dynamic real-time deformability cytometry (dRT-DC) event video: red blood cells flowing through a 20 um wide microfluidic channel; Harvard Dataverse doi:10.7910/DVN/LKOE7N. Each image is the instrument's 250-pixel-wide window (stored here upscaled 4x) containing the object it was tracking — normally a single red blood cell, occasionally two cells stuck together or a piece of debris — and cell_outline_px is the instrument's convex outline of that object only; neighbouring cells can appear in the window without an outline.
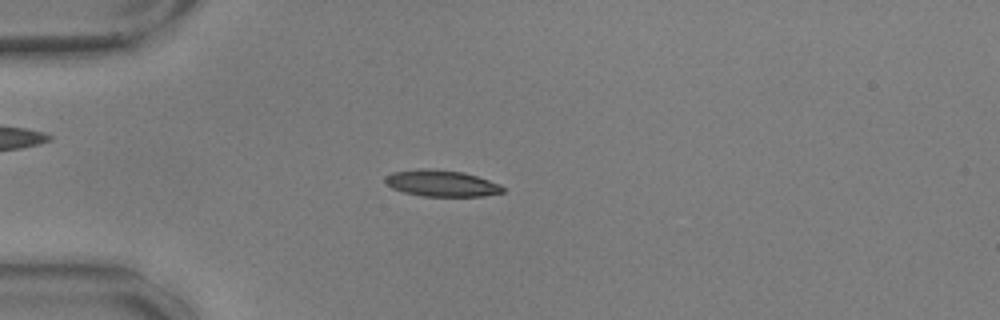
{"species": "common noctule bat (a hibernating species)", "species_latin": "Nyctalus noctula", "temperature_condition": "warm", "stored_images_in_passage": 48, "camera_frame_rate_fps": 3000, "um_per_image_px": 0.085, "animal": {"sex": "male", "body_mass_g": 17.9, "forearm_length_mm": 54.2}, "frame": {"image": 1, "passage_image": 7, "time_ms": 2.0, "image_size_px": [1000, 320], "cell_outline_px": [[504, 192], [484, 196], [420, 196], [404, 192], [392, 188], [384, 180], [384, 176], [392, 172], [420, 168], [428, 168], [464, 172], [500, 184], [504, 188]], "centroid_in_image_um": [37.51, 15.57], "position_along_channel_um": 47.5, "area_um2": 18.15}}
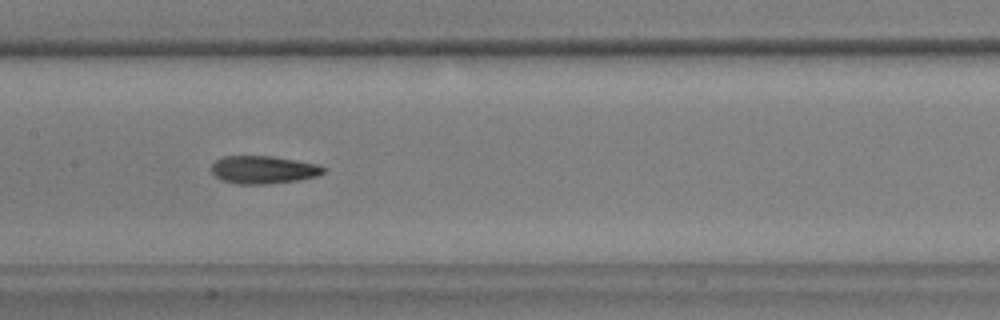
{"frame": {"image": 2, "passage_image": 20, "time_ms": 6.333, "image_size_px": [1000, 320], "cell_outline_px": [[324, 172], [316, 176], [296, 180], [268, 184], [236, 184], [220, 180], [208, 168], [216, 160], [224, 156], [272, 156], [320, 164], [324, 168]], "centroid_in_image_um": [22.34, 14.42], "position_along_channel_um": 185.1, "area_um2": 18.26}}
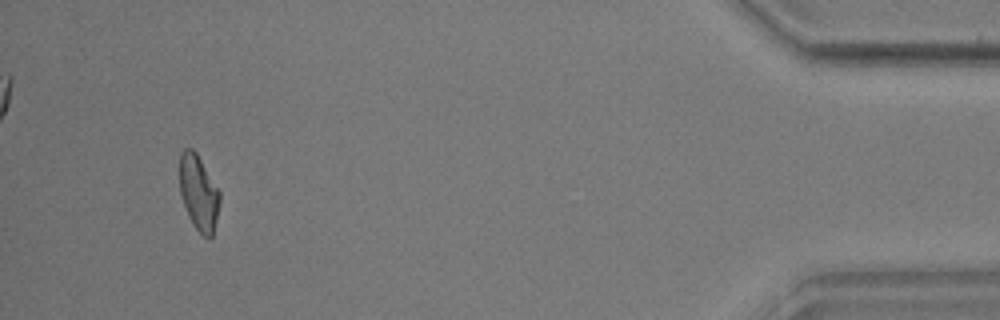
{"frame": {"image": 3, "passage_image": 45, "time_ms": 14.667, "image_size_px": [1000, 320], "cell_outline_px": [[220, 200], [212, 236], [208, 240], [192, 224], [188, 216], [180, 192], [180, 152], [184, 148], [192, 148], [196, 152], [220, 192]], "centroid_in_image_um": [16.87, 16.37], "position_along_channel_um": 418.3, "area_um2": 17.4}, "authors_computed_cell_mechanics": {"area_um2": 18.0914, "velocity_mm_per_s": 3.5977, "shape_relaxation_time_tau1_ms": 9.5751, "shape_relaxation_time_tau2_ms": 2.9633, "deformation_change_tau1": 0.2568, "deformation_change_tau2": 0.1043}}